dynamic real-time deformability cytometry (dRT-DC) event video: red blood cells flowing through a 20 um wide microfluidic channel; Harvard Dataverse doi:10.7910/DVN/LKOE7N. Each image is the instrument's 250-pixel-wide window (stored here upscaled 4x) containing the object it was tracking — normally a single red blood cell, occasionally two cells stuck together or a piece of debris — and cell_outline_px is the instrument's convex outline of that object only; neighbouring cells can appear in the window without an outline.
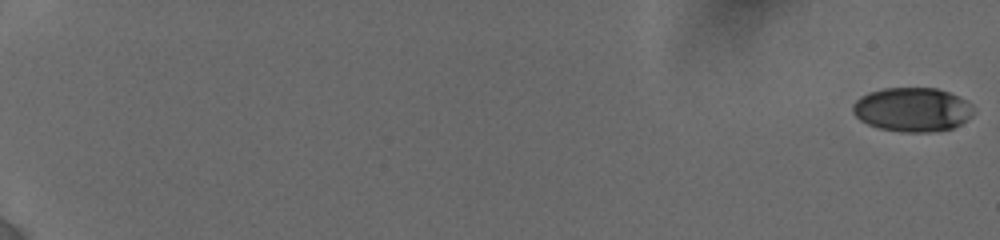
{"species": "human", "species_latin": "Homo sapiens", "temperature_condition": "cold", "stored_images_in_passage": 20, "camera_frame_rate_fps": 3000, "um_per_image_px": 0.085, "donor": {"sex": "female"}, "frame": {"image": 1, "passage_image": 1, "time_ms": 0.0, "image_size_px": [1000, 240], "cell_outline_px": [[972, 116], [960, 124], [952, 128], [932, 132], [904, 132], [880, 128], [868, 124], [860, 120], [852, 112], [852, 104], [860, 96], [868, 92], [884, 88], [936, 88], [948, 92], [972, 104]], "centroid_in_image_um": [77.52, 9.31], "position_along_channel_um": 7.5, "area_um2": 30.92}}
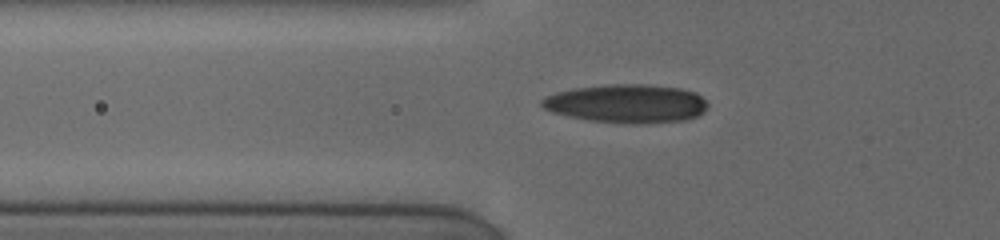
{"frame": {"image": 2, "passage_image": 9, "time_ms": 7.667, "image_size_px": [1000, 240], "cell_outline_px": [[708, 108], [704, 112], [688, 120], [640, 124], [632, 124], [588, 120], [568, 116], [552, 112], [544, 108], [540, 104], [540, 100], [544, 96], [556, 92], [572, 88], [604, 84], [644, 84], [680, 88], [696, 92], [708, 104]], "centroid_in_image_um": [53.25, 8.8], "position_along_channel_um": 72.5, "area_um2": 37.69}}
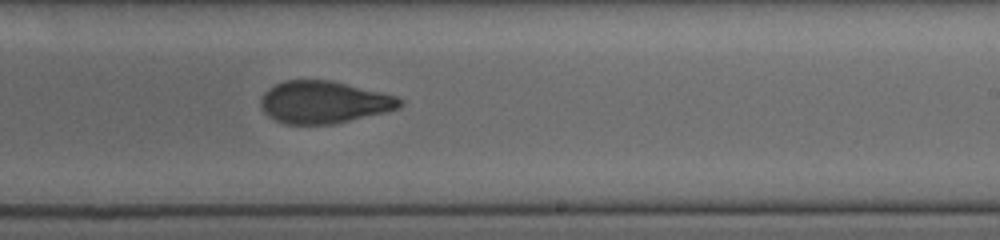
{"frame": {"image": 3, "passage_image": 20, "time_ms": 12.667, "image_size_px": [1000, 240], "cell_outline_px": [[404, 104], [400, 108], [388, 112], [332, 124], [284, 124], [268, 116], [260, 108], [260, 100], [264, 92], [268, 88], [284, 80], [332, 80], [396, 96], [404, 100]], "centroid_in_image_um": [27.53, 8.69], "position_along_channel_um": 261.5, "area_um2": 34.51}}